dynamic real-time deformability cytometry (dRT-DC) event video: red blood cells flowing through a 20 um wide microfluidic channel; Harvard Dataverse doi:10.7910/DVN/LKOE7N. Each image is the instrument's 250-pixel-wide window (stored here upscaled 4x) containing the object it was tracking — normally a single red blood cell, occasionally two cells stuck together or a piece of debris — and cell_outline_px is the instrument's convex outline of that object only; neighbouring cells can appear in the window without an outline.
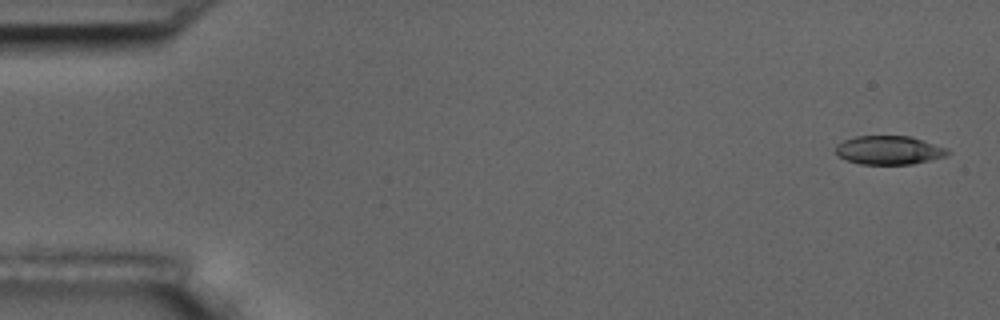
{"species": "common noctule bat (a hibernating species)", "species_latin": "Nyctalus noctula", "temperature_condition": "room temperature", "stored_images_in_passage": 5, "camera_frame_rate_fps": 3000, "um_per_image_px": 0.085, "animal": {"sex": "male", "body_mass_g": 17.5, "forearm_length_mm": 52.3}, "frame": {"image": 1, "passage_image": 1, "time_ms": 0.0, "image_size_px": [1000, 320], "cell_outline_px": [[952, 152], [944, 156], [912, 164], [860, 164], [836, 156], [836, 144], [844, 140], [856, 136], [908, 136], [948, 148]], "centroid_in_image_um": [75.54, 12.76], "position_along_channel_um": 9.5, "area_um2": 18.61}}
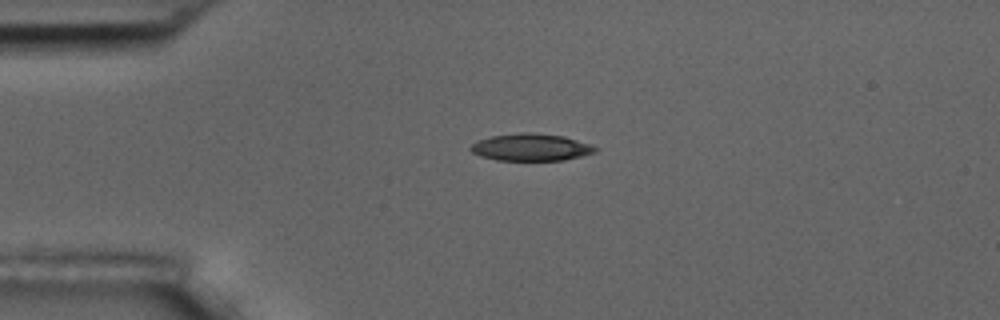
{"frame": {"image": 2, "passage_image": 4, "time_ms": 3.667, "image_size_px": [1000, 320], "cell_outline_px": [[600, 148], [596, 152], [564, 160], [496, 160], [480, 156], [472, 152], [468, 148], [476, 140], [492, 136], [520, 132], [532, 132], [564, 136]], "centroid_in_image_um": [45.1, 12.51], "position_along_channel_um": 39.9, "area_um2": 19.77}}